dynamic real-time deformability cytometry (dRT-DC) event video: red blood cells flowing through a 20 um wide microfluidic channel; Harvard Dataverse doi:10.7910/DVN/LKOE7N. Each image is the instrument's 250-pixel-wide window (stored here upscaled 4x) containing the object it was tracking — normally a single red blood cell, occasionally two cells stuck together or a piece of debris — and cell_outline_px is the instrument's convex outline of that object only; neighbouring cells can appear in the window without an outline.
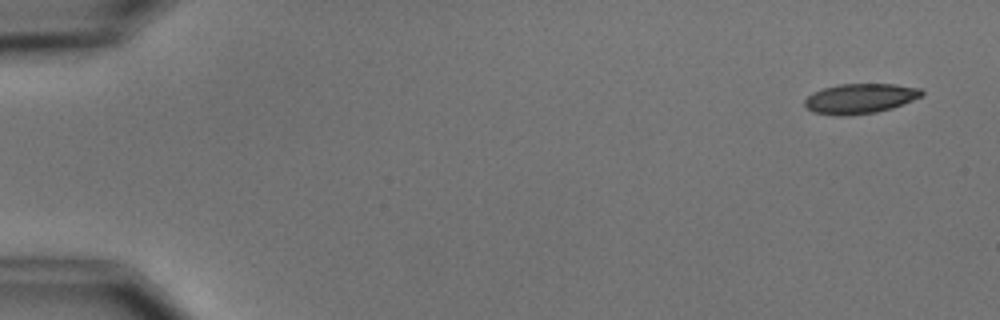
{"species": "common noctule bat (a hibernating species)", "species_latin": "Nyctalus noctula", "temperature_condition": "cold", "stored_images_in_passage": 5, "camera_frame_rate_fps": 3000, "um_per_image_px": 0.085, "animal": {"sex": "male", "body_mass_g": 15.6}, "frame": {"image": 1, "passage_image": 1, "time_ms": 0.0, "image_size_px": [1000, 320], "cell_outline_px": [[924, 96], [892, 108], [876, 112], [844, 116], [812, 112], [804, 104], [804, 100], [812, 92], [824, 88], [840, 84], [892, 84], [920, 88], [924, 92]], "centroid_in_image_um": [73.12, 8.37], "position_along_channel_um": 11.9, "area_um2": 20.4}}
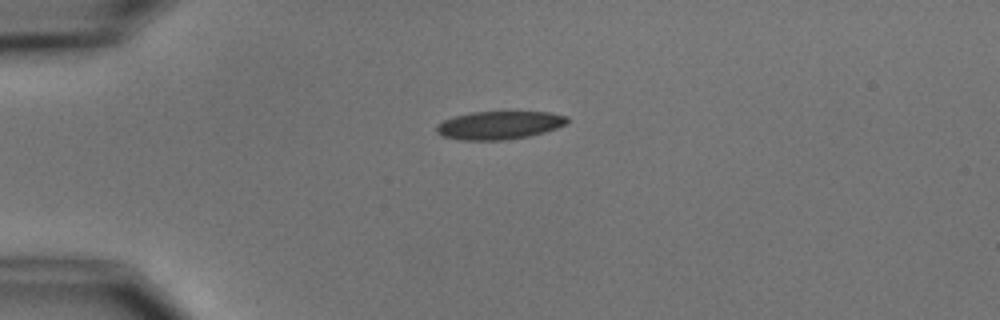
{"frame": {"image": 2, "passage_image": 4, "time_ms": 3.667, "image_size_px": [1000, 320], "cell_outline_px": [[568, 120], [564, 124], [556, 128], [544, 132], [528, 136], [504, 140], [460, 140], [444, 136], [436, 132], [436, 124], [444, 120], [456, 116], [472, 112], [552, 112], [568, 116]], "centroid_in_image_um": [42.43, 10.64], "position_along_channel_um": 42.6, "area_um2": 21.33}}